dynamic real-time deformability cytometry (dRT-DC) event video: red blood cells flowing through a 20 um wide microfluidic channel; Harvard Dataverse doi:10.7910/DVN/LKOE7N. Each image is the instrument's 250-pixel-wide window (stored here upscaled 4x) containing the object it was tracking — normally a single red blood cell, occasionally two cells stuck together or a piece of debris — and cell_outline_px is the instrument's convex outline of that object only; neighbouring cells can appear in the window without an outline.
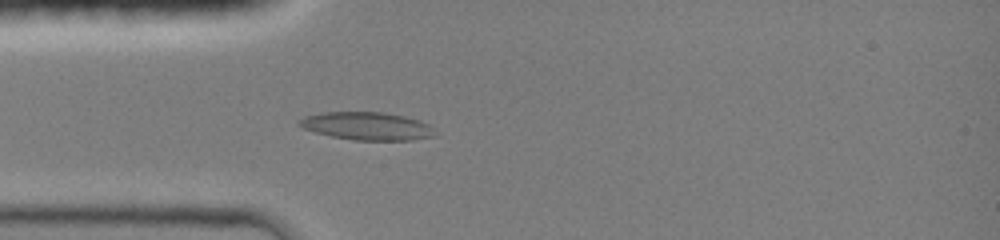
{"species": "common noctule bat (a hibernating species)", "species_latin": "Nyctalus noctula", "temperature_condition": "room temperature", "stored_images_in_passage": 46, "camera_frame_rate_fps": 3000, "um_per_image_px": 0.085, "animal": {"sex": "female", "body_mass_g": 19.0, "forearm_length_mm": 51.5}, "frame": {"image": 1, "passage_image": 13, "time_ms": 4.0, "image_size_px": [1000, 240], "cell_outline_px": [[432, 136], [412, 140], [352, 140], [332, 136], [316, 132], [304, 128], [296, 124], [296, 120], [304, 116], [324, 112], [380, 112], [404, 116], [420, 120], [428, 124]], "centroid_in_image_um": [31.1, 10.71], "position_along_channel_um": 53.9, "area_um2": 21.79}}
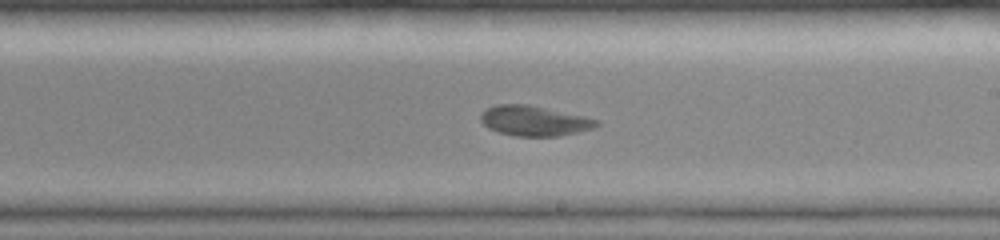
{"frame": {"image": 2, "passage_image": 27, "time_ms": 8.667, "image_size_px": [1000, 240], "cell_outline_px": [[600, 124], [592, 128], [576, 132], [556, 136], [516, 136], [500, 132], [488, 128], [480, 120], [480, 112], [496, 104], [528, 104], [584, 116], [600, 120]], "centroid_in_image_um": [45.39, 10.26], "position_along_channel_um": 243.6, "area_um2": 20.23}}
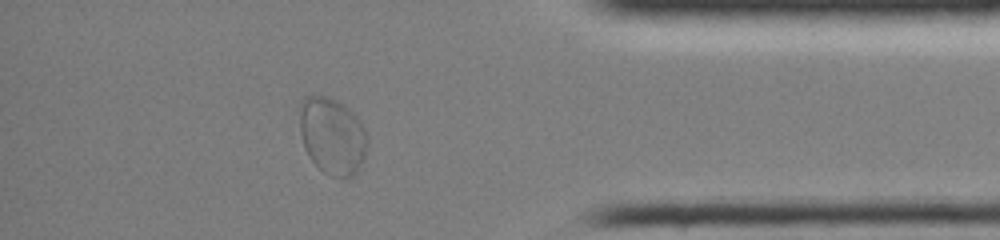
{"frame": {"image": 3, "passage_image": 40, "time_ms": 13.0, "image_size_px": [1000, 240], "cell_outline_px": [[364, 160], [356, 172], [348, 180], [344, 180], [332, 176], [324, 172], [308, 156], [304, 148], [300, 132], [300, 100], [304, 96], [328, 96], [344, 104], [356, 116], [364, 128]], "centroid_in_image_um": [28.2, 11.56], "position_along_channel_um": 407.0, "area_um2": 30.23}}